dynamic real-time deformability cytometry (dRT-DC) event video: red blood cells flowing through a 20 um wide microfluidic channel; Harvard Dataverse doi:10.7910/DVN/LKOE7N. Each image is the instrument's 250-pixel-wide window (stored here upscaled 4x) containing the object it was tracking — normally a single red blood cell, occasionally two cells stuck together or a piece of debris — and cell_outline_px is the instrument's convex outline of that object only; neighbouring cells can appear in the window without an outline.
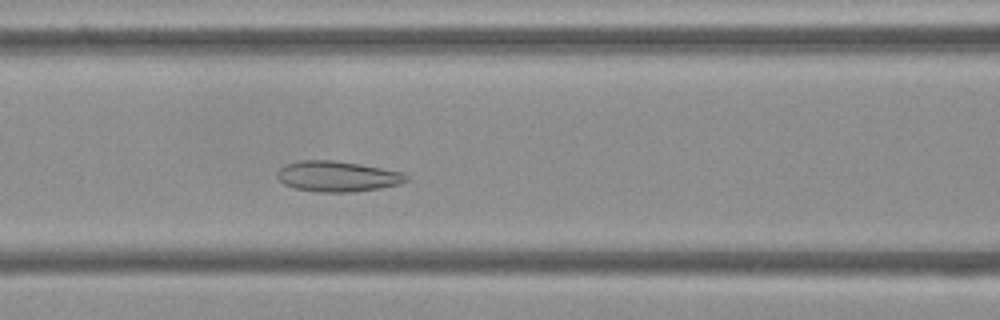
{"species": "Egyptian fruit bat (a non-hibernating species)", "species_latin": "Rousettus aegyptiacus", "temperature_condition": "cold", "stored_images_in_passage": 51, "camera_frame_rate_fps": 3000, "um_per_image_px": 0.085, "frame": {"image": 1, "passage_image": 19, "time_ms": 6.0, "image_size_px": [1000, 320], "cell_outline_px": [[408, 180], [400, 184], [380, 188], [352, 192], [316, 192], [296, 188], [284, 184], [276, 176], [276, 172], [284, 164], [300, 160], [332, 160], [360, 164], [404, 172], [408, 176]], "centroid_in_image_um": [28.68, 14.99], "position_along_channel_um": 137.9, "area_um2": 23.12}}
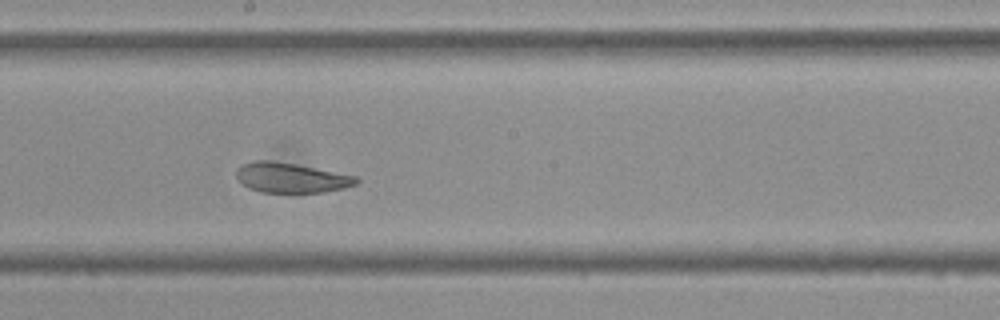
{"frame": {"image": 2, "passage_image": 26, "time_ms": 8.333, "image_size_px": [1000, 320], "cell_outline_px": [[360, 180], [356, 184], [344, 188], [324, 192], [260, 192], [248, 188], [236, 176], [236, 168], [240, 164], [252, 160], [272, 160], [296, 164], [356, 176]], "centroid_in_image_um": [24.71, 15.09], "position_along_channel_um": 223.5, "area_um2": 20.98}}
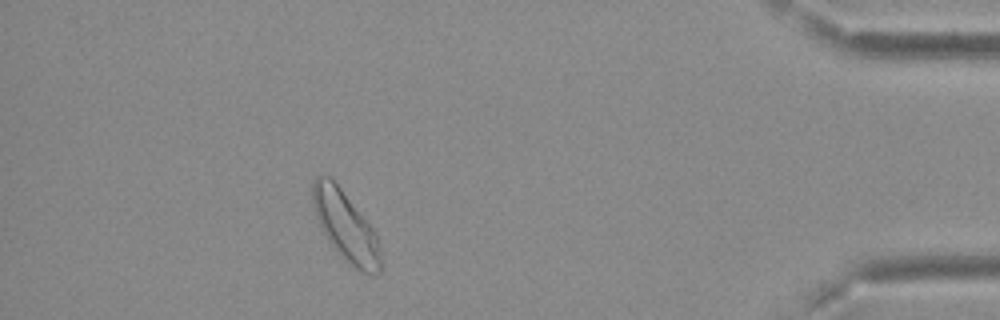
{"frame": {"image": 3, "passage_image": 45, "time_ms": 14.667, "image_size_px": [1000, 320], "cell_outline_px": [[380, 272], [376, 276], [372, 276], [360, 272], [340, 256], [328, 240], [316, 216], [312, 204], [312, 184], [316, 176], [320, 172], [324, 172], [340, 188], [372, 228], [376, 236], [380, 252]], "centroid_in_image_um": [29.35, 19.24], "position_along_channel_um": 405.8, "area_um2": 27.28}, "authors_computed_cell_mechanics": {"area_um2": 24.9118, "velocity_mm_per_s": 3.6774, "shape_relaxation_time_tau1_ms": null, "shape_relaxation_time_tau2_ms": 2.408, "deformation_change_tau1": null, "deformation_change_tau2": 0.0848}}